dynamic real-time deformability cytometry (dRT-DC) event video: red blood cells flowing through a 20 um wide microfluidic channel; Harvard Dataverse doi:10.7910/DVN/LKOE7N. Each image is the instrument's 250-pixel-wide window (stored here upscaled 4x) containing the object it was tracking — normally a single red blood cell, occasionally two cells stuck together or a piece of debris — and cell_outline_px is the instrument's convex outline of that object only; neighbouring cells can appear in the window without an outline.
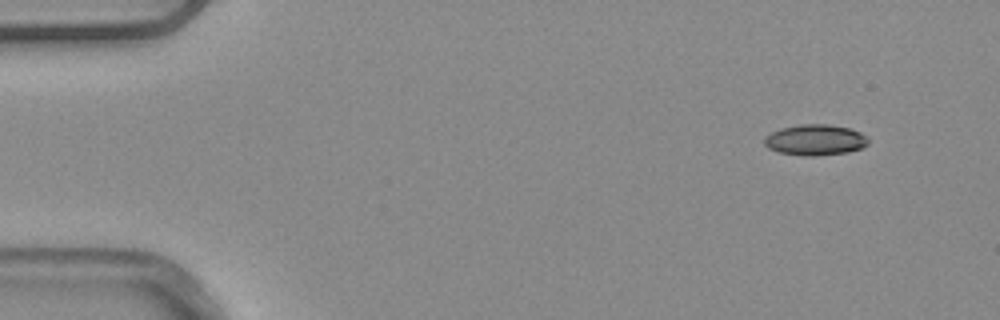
{"species": "common noctule bat (a hibernating species)", "species_latin": "Nyctalus noctula", "temperature_condition": "warm", "stored_images_in_passage": 3, "camera_frame_rate_fps": 3000, "um_per_image_px": 0.085, "animal": {"sex": "male", "body_mass_g": 20.4}, "frame": {"image": 1, "passage_image": 1, "time_ms": 0.0, "image_size_px": [1000, 320], "cell_outline_px": [[868, 144], [864, 148], [848, 152], [816, 156], [804, 156], [780, 152], [768, 148], [764, 144], [764, 136], [780, 128], [800, 124], [828, 124], [848, 128], [860, 132], [868, 136]], "centroid_in_image_um": [69.31, 11.89], "position_along_channel_um": 15.7, "area_um2": 18.84}}
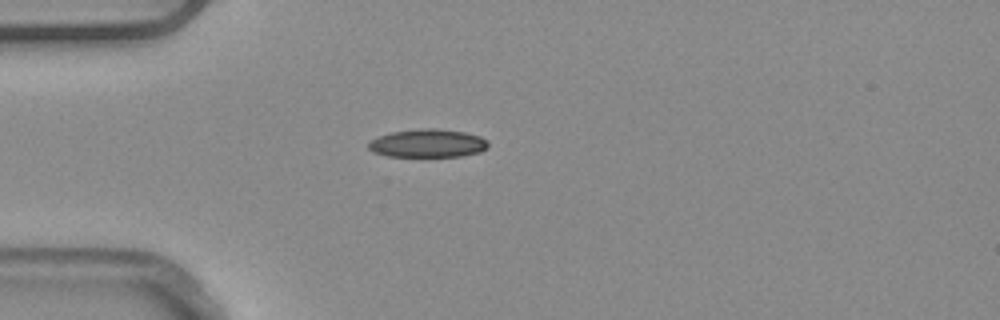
{"frame": {"image": 2, "passage_image": 3, "time_ms": 0.667, "image_size_px": [1000, 320], "cell_outline_px": [[488, 148], [480, 152], [460, 156], [388, 156], [372, 152], [368, 148], [368, 144], [372, 140], [380, 136], [392, 132], [420, 128], [440, 128], [464, 132], [480, 136], [488, 140]], "centroid_in_image_um": [36.39, 12.17], "position_along_channel_um": 48.6, "area_um2": 19.71}}